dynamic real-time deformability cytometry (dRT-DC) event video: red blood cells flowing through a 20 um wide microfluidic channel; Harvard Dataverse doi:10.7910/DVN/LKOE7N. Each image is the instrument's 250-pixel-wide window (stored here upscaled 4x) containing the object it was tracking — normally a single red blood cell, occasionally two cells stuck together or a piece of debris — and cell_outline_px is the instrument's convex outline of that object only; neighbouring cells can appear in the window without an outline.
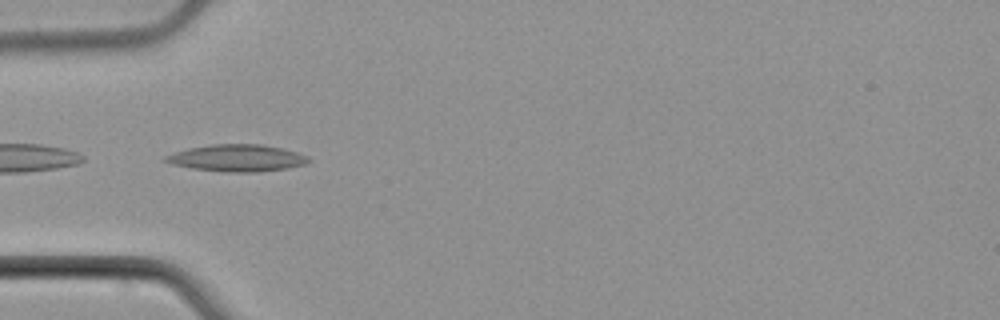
{"species": "common noctule bat (a hibernating species)", "species_latin": "Nyctalus noctula", "temperature_condition": "cold", "stored_images_in_passage": 54, "camera_frame_rate_fps": 3000, "um_per_image_px": 0.085, "animal": {"sex": "male", "body_mass_g": 21.5, "forearm_length_mm": 52.0}, "frame": {"image": 1, "passage_image": 17, "time_ms": 5.333, "image_size_px": [1000, 320], "cell_outline_px": [[312, 160], [304, 164], [288, 168], [260, 172], [224, 172], [192, 168], [172, 164], [164, 160], [164, 156], [188, 148], [212, 144], [260, 144], [284, 148], [308, 156]], "centroid_in_image_um": [20.18, 13.43], "position_along_channel_um": 64.8, "area_um2": 22.48}}
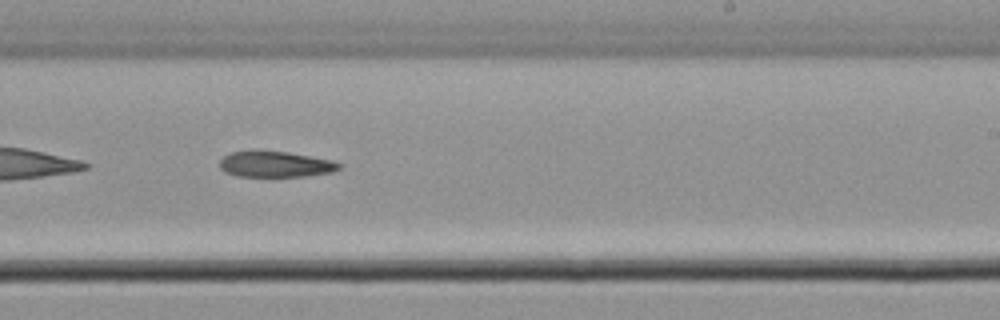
{"frame": {"image": 2, "passage_image": 33, "time_ms": 10.667, "image_size_px": [1000, 320], "cell_outline_px": [[344, 164], [340, 168], [332, 172], [304, 176], [236, 176], [224, 172], [220, 168], [220, 160], [228, 152], [252, 148], [288, 152], [332, 160]], "centroid_in_image_um": [23.35, 13.92], "position_along_channel_um": 265.6, "area_um2": 18.61}}
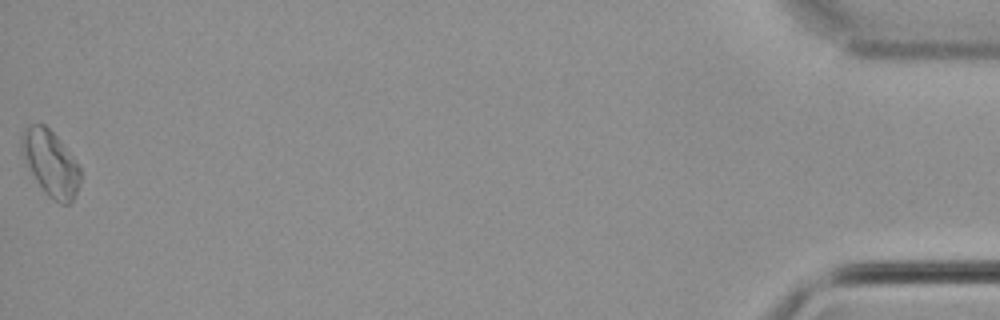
{"frame": {"image": 3, "passage_image": 54, "time_ms": 17.667, "image_size_px": [1000, 320], "cell_outline_px": [[80, 180], [76, 192], [72, 200], [68, 204], [60, 204], [52, 200], [44, 192], [36, 180], [28, 164], [24, 148], [24, 128], [32, 124], [44, 124], [60, 140], [80, 168]], "centroid_in_image_um": [4.36, 13.92], "position_along_channel_um": 430.8, "area_um2": 21.33}}